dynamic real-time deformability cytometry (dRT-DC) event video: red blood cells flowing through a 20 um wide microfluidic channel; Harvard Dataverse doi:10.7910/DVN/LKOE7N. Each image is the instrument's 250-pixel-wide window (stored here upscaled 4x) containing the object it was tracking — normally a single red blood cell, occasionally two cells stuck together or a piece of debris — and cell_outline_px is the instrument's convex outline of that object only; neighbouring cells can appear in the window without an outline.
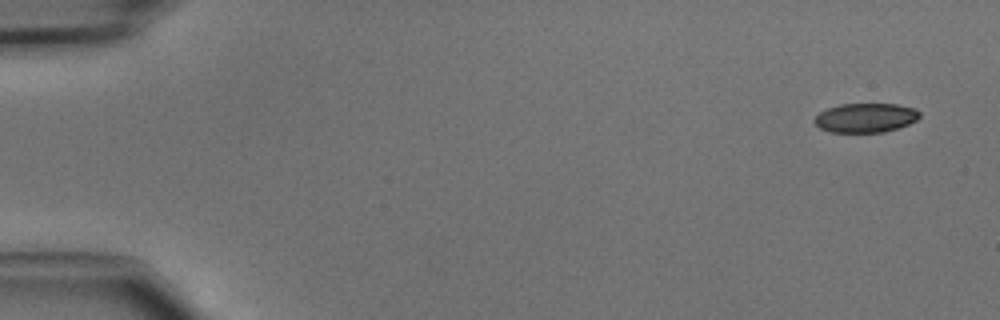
{"species": "common noctule bat (a hibernating species)", "species_latin": "Nyctalus noctula", "temperature_condition": "cold", "stored_images_in_passage": 45, "camera_frame_rate_fps": 3000, "um_per_image_px": 0.085, "animal": {"sex": "male", "body_mass_g": 15.6}, "frame": {"image": 1, "passage_image": 1, "time_ms": 0.0, "image_size_px": [1000, 320], "cell_outline_px": [[920, 116], [916, 120], [908, 124], [884, 132], [832, 132], [820, 128], [812, 120], [820, 112], [828, 108], [840, 104], [896, 104], [916, 108], [920, 112]], "centroid_in_image_um": [73.58, 10.0], "position_along_channel_um": 11.4, "area_um2": 17.86}}
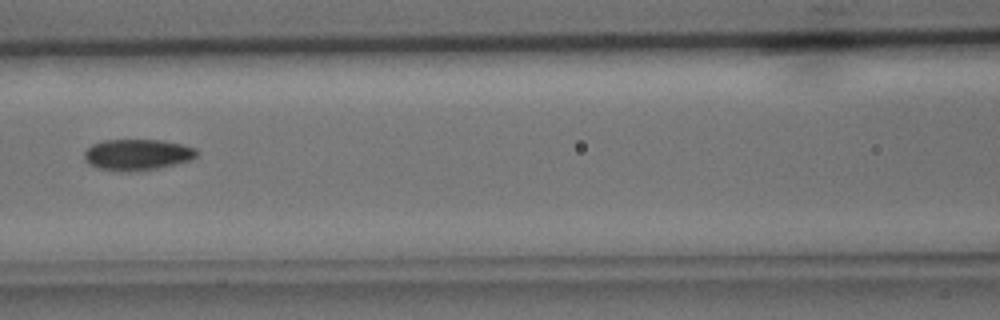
{"frame": {"image": 2, "passage_image": 20, "time_ms": 6.333, "image_size_px": [1000, 320], "cell_outline_px": [[196, 156], [192, 160], [160, 168], [136, 172], [120, 172], [96, 168], [88, 164], [84, 160], [84, 152], [92, 144], [104, 140], [160, 140], [180, 144], [196, 148]], "centroid_in_image_um": [11.64, 13.17], "position_along_channel_um": 155.0, "area_um2": 20.69}}
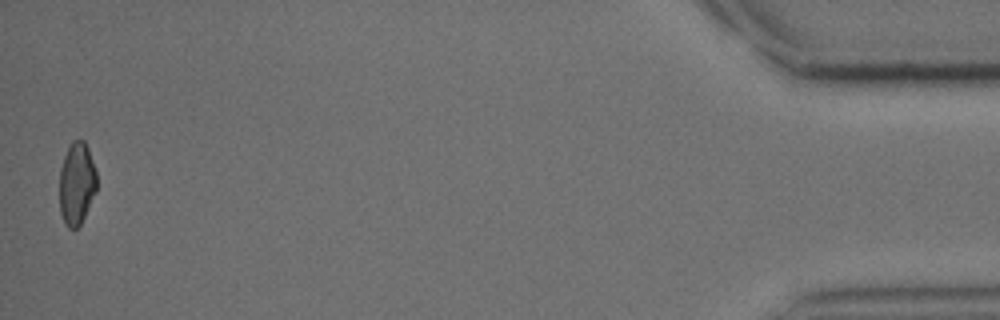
{"frame": {"image": 3, "passage_image": 45, "time_ms": 14.667, "image_size_px": [1000, 320], "cell_outline_px": [[96, 192], [80, 224], [76, 228], [68, 228], [64, 224], [60, 212], [60, 168], [64, 156], [72, 140], [84, 140], [88, 148], [96, 172]], "centroid_in_image_um": [6.51, 15.6], "position_along_channel_um": 428.7, "area_um2": 17.8}}